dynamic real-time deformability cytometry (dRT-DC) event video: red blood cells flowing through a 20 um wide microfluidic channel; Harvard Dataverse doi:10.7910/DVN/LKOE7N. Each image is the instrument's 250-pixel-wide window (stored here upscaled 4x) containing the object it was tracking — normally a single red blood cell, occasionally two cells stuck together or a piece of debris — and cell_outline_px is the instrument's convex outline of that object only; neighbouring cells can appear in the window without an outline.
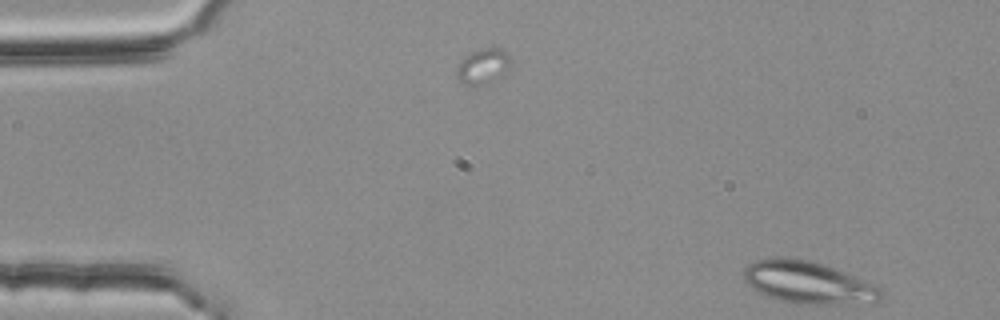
{"species": "common noctule bat (a hibernating species)", "species_latin": "Nyctalus noctula", "temperature_condition": "room temperature", "stored_images_in_passage": 3, "camera_frame_rate_fps": 3000, "um_per_image_px": 0.085, "animal": {"sex": "female", "body_mass_g": 25.1}, "frame": {"image": 1, "passage_image": 3, "time_ms": 0.667, "image_size_px": [1000, 320], "cell_outline_px": [[884, 292], [880, 300], [876, 304], [796, 304], [780, 300], [756, 292], [744, 280], [744, 268], [748, 264], [756, 260], [772, 256], [780, 256], [808, 260], [832, 268], [876, 284], [884, 288]], "centroid_in_image_um": [68.73, 24.03], "position_along_channel_um": 16.3, "area_um2": 34.33}}